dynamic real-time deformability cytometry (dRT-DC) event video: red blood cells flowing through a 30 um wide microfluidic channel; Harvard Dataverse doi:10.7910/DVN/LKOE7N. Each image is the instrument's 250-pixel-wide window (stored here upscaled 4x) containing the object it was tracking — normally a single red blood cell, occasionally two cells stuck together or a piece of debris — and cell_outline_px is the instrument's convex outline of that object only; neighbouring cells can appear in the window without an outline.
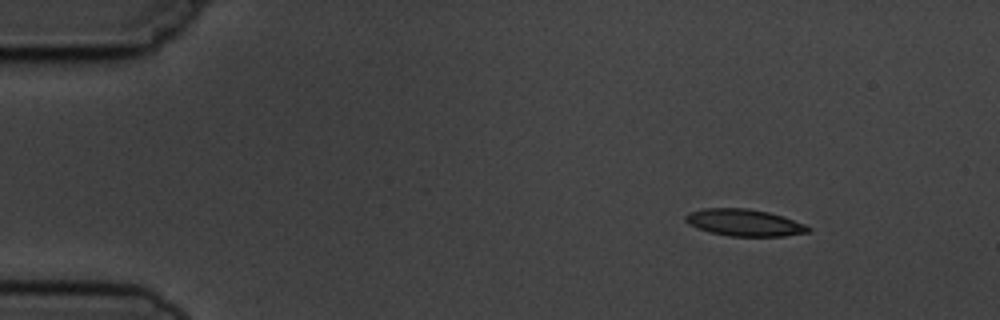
{"species": "common noctule bat (a hibernating species)", "species_latin": "Nyctalus noctula", "temperature_condition": "cold", "stored_images_in_passage": 6, "camera_frame_rate_fps": 3000, "um_per_image_px": 0.085, "animal": {"sex": "male", "body_mass_g": 19.5, "forearm_length_mm": 54.6}, "frame": {"image": 1, "passage_image": 1, "time_ms": 0.0, "image_size_px": [1000, 320], "cell_outline_px": [[812, 228], [808, 232], [784, 236], [728, 236], [708, 232], [696, 228], [688, 224], [684, 220], [684, 216], [688, 212], [704, 208], [748, 208], [768, 212], [804, 224]], "centroid_in_image_um": [63.19, 18.92], "position_along_channel_um": 21.8, "area_um2": 19.25}}
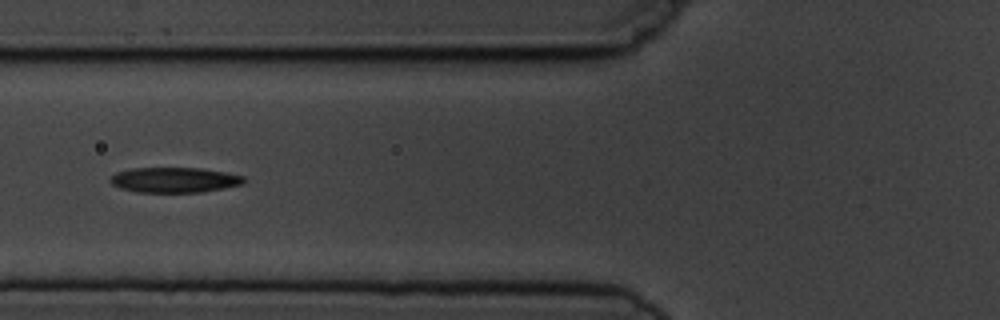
{"frame": {"image": 2, "passage_image": 5, "time_ms": 4.667, "image_size_px": [1000, 320], "cell_outline_px": [[248, 180], [244, 184], [224, 188], [200, 192], [136, 192], [120, 188], [112, 184], [108, 180], [116, 172], [132, 168], [200, 168], [228, 172], [244, 176]], "centroid_in_image_um": [14.86, 15.29], "position_along_channel_um": 110.9, "area_um2": 19.83}}
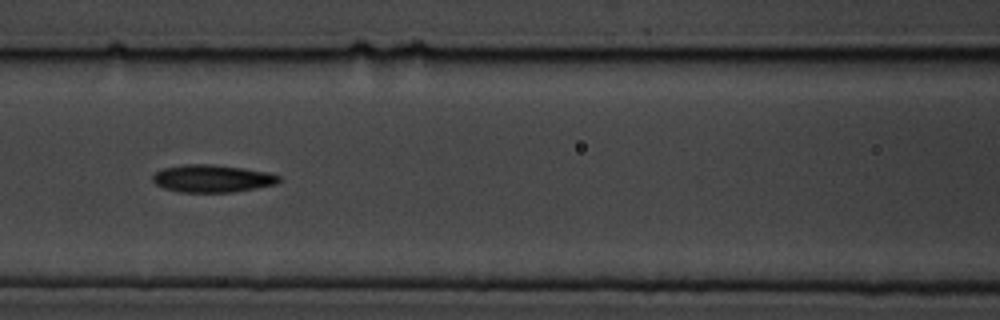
{"frame": {"image": 3, "passage_image": 6, "time_ms": 5.667, "image_size_px": [1000, 320], "cell_outline_px": [[280, 180], [276, 184], [232, 192], [180, 192], [164, 188], [156, 184], [152, 180], [152, 176], [156, 172], [164, 168], [184, 164], [216, 164], [244, 168], [268, 172], [280, 176]], "centroid_in_image_um": [18.03, 15.16], "position_along_channel_um": 148.6, "area_um2": 20.23}}